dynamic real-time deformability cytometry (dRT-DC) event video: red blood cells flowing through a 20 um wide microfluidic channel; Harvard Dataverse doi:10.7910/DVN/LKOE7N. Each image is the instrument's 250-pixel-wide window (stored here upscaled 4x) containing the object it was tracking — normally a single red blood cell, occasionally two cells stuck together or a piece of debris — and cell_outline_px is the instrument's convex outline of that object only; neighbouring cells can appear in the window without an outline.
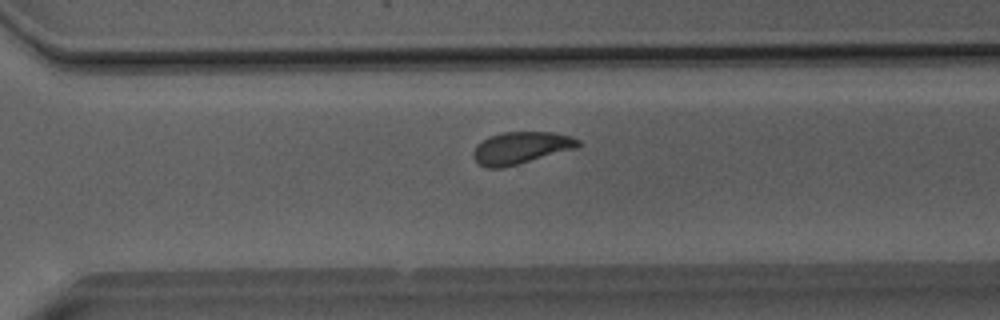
{"species": "Egyptian fruit bat (a non-hibernating species)", "species_latin": "Rousettus aegyptiacus", "temperature_condition": "room temperature", "stored_images_in_passage": 35, "camera_frame_rate_fps": 3000, "um_per_image_px": 0.085, "animal": {"sex": "male"}, "frame": {"image": 1, "passage_image": 22, "time_ms": 7.0, "image_size_px": [1000, 320], "cell_outline_px": [[580, 144], [576, 148], [504, 168], [484, 168], [472, 156], [472, 152], [476, 144], [488, 136], [504, 132], [552, 132], [572, 136], [580, 140]], "centroid_in_image_um": [44.24, 12.57], "position_along_channel_um": 326.4, "area_um2": 19.71}}
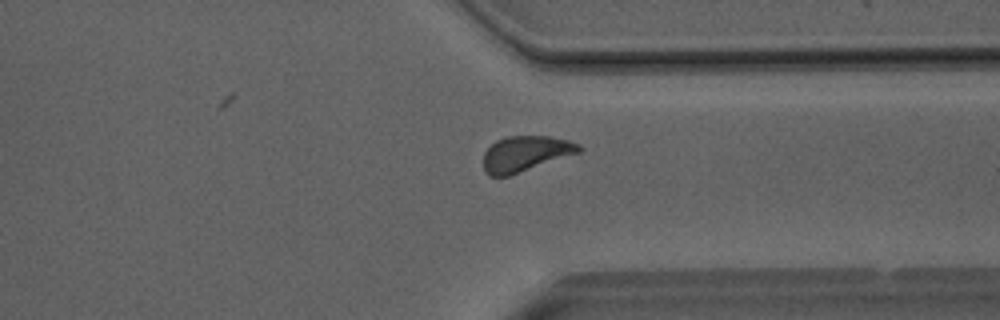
{"frame": {"image": 2, "passage_image": 25, "time_ms": 8.0, "image_size_px": [1000, 320], "cell_outline_px": [[584, 148], [580, 152], [508, 176], [488, 176], [484, 172], [484, 152], [496, 140], [508, 136], [548, 136], [568, 140], [580, 144]], "centroid_in_image_um": [44.66, 13.06], "position_along_channel_um": 366.7, "area_um2": 19.71}}
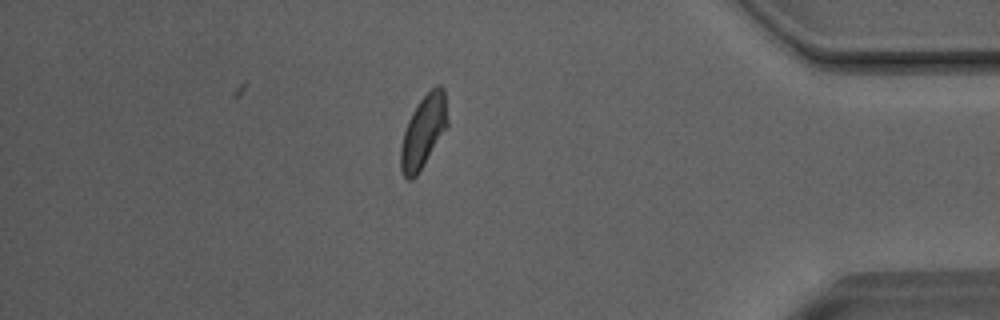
{"frame": {"image": 3, "passage_image": 30, "time_ms": 9.667, "image_size_px": [1000, 320], "cell_outline_px": [[448, 124], [416, 176], [412, 180], [408, 180], [404, 176], [400, 168], [400, 144], [408, 120], [416, 104], [436, 84], [440, 84], [444, 88], [448, 120]], "centroid_in_image_um": [35.97, 11.15], "position_along_channel_um": 399.2, "area_um2": 19.54}, "authors_computed_cell_mechanics": {"area_um2": 19.5942, "velocity_mm_per_s": 4.0288, "shape_relaxation_time_tau1_ms": 4.0281, "shape_relaxation_time_tau2_ms": 1.0588, "deformation_change_tau1": 0.1011, "deformation_change_tau2": 0.0503}}